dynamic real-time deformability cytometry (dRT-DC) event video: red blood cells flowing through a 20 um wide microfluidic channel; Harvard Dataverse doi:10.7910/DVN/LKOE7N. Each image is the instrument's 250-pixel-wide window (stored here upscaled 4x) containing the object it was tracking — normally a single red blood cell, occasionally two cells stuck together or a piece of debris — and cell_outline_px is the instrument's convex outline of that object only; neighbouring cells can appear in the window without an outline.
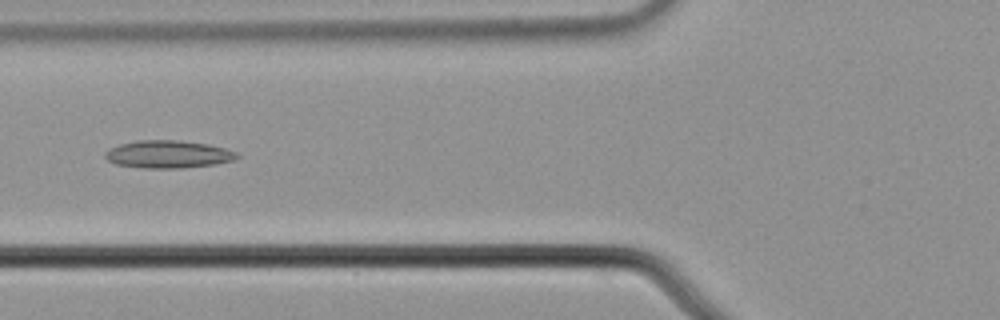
{"species": "common noctule bat (a hibernating species)", "species_latin": "Nyctalus noctula", "temperature_condition": "cold", "stored_images_in_passage": 45, "camera_frame_rate_fps": 3000, "um_per_image_px": 0.085, "animal": {"sex": "male", "body_mass_g": 21.5, "forearm_length_mm": 52.0}, "frame": {"image": 1, "passage_image": 11, "time_ms": 3.333, "image_size_px": [1000, 320], "cell_outline_px": [[240, 156], [236, 160], [216, 164], [184, 168], [144, 168], [116, 164], [108, 160], [104, 156], [104, 152], [120, 144], [136, 140], [176, 140], [208, 144], [224, 148], [236, 152]], "centroid_in_image_um": [14.32, 13.12], "position_along_channel_um": 111.5, "area_um2": 21.27}}
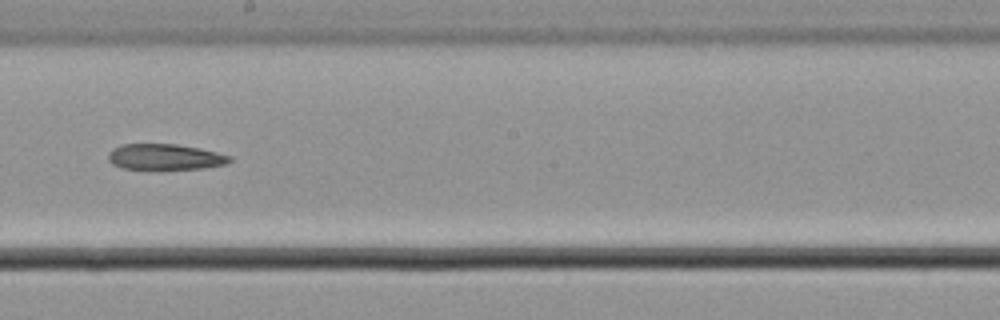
{"frame": {"image": 2, "passage_image": 21, "time_ms": 6.667, "image_size_px": [1000, 320], "cell_outline_px": [[232, 160], [228, 164], [204, 168], [120, 168], [112, 164], [108, 160], [108, 152], [112, 148], [124, 144], [176, 144], [200, 148], [232, 156]], "centroid_in_image_um": [14.03, 13.32], "position_along_channel_um": 234.2, "area_um2": 18.15}}
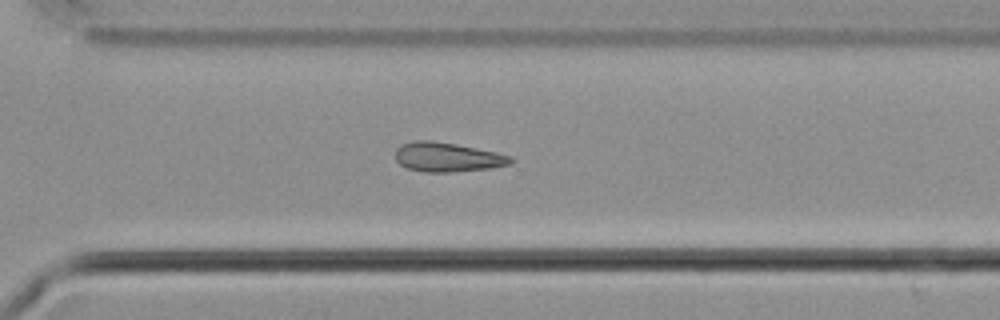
{"frame": {"image": 3, "passage_image": 29, "time_ms": 9.333, "image_size_px": [1000, 320], "cell_outline_px": [[516, 160], [512, 164], [488, 168], [452, 172], [424, 172], [408, 168], [400, 164], [396, 160], [396, 148], [400, 144], [416, 140], [428, 140], [456, 144], [496, 152], [512, 156]], "centroid_in_image_um": [38.04, 13.35], "position_along_channel_um": 332.6, "area_um2": 19.77}}